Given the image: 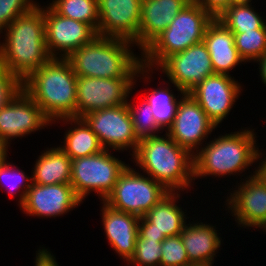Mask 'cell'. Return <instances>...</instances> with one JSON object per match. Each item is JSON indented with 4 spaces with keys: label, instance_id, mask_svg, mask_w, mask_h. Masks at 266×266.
<instances>
[{
    "label": "cell",
    "instance_id": "obj_1",
    "mask_svg": "<svg viewBox=\"0 0 266 266\" xmlns=\"http://www.w3.org/2000/svg\"><path fill=\"white\" fill-rule=\"evenodd\" d=\"M250 127L241 126L239 131H225L224 135L208 139L194 155V181L233 175H237L236 178L240 176L241 181L243 176L246 179L255 175L262 168V148L259 149L261 146L258 145L255 128ZM251 166L254 169L250 171ZM245 171L249 174L245 175Z\"/></svg>",
    "mask_w": 266,
    "mask_h": 266
},
{
    "label": "cell",
    "instance_id": "obj_2",
    "mask_svg": "<svg viewBox=\"0 0 266 266\" xmlns=\"http://www.w3.org/2000/svg\"><path fill=\"white\" fill-rule=\"evenodd\" d=\"M0 39H4L0 40V65L21 81L53 58L46 46L44 13L38 5L10 23Z\"/></svg>",
    "mask_w": 266,
    "mask_h": 266
},
{
    "label": "cell",
    "instance_id": "obj_3",
    "mask_svg": "<svg viewBox=\"0 0 266 266\" xmlns=\"http://www.w3.org/2000/svg\"><path fill=\"white\" fill-rule=\"evenodd\" d=\"M129 160L169 192L188 194L194 189V156L166 132L141 139Z\"/></svg>",
    "mask_w": 266,
    "mask_h": 266
},
{
    "label": "cell",
    "instance_id": "obj_4",
    "mask_svg": "<svg viewBox=\"0 0 266 266\" xmlns=\"http://www.w3.org/2000/svg\"><path fill=\"white\" fill-rule=\"evenodd\" d=\"M76 81L77 75L66 58H52L22 81V89L54 122L76 118Z\"/></svg>",
    "mask_w": 266,
    "mask_h": 266
},
{
    "label": "cell",
    "instance_id": "obj_5",
    "mask_svg": "<svg viewBox=\"0 0 266 266\" xmlns=\"http://www.w3.org/2000/svg\"><path fill=\"white\" fill-rule=\"evenodd\" d=\"M135 48L127 39L97 36L66 59L77 76L135 78L142 66L141 54L135 52Z\"/></svg>",
    "mask_w": 266,
    "mask_h": 266
},
{
    "label": "cell",
    "instance_id": "obj_6",
    "mask_svg": "<svg viewBox=\"0 0 266 266\" xmlns=\"http://www.w3.org/2000/svg\"><path fill=\"white\" fill-rule=\"evenodd\" d=\"M214 17L192 1L187 4L142 52L143 67L155 70L167 57L203 42Z\"/></svg>",
    "mask_w": 266,
    "mask_h": 266
},
{
    "label": "cell",
    "instance_id": "obj_7",
    "mask_svg": "<svg viewBox=\"0 0 266 266\" xmlns=\"http://www.w3.org/2000/svg\"><path fill=\"white\" fill-rule=\"evenodd\" d=\"M153 73L155 70L141 66L135 78L77 76L76 118L96 110L127 104L130 93L138 88L139 82L144 81L146 86L150 85Z\"/></svg>",
    "mask_w": 266,
    "mask_h": 266
},
{
    "label": "cell",
    "instance_id": "obj_8",
    "mask_svg": "<svg viewBox=\"0 0 266 266\" xmlns=\"http://www.w3.org/2000/svg\"><path fill=\"white\" fill-rule=\"evenodd\" d=\"M112 150L72 160L71 185L78 198L84 202L93 193L100 201L112 193L118 177L129 164L114 156ZM113 154V155H112Z\"/></svg>",
    "mask_w": 266,
    "mask_h": 266
},
{
    "label": "cell",
    "instance_id": "obj_9",
    "mask_svg": "<svg viewBox=\"0 0 266 266\" xmlns=\"http://www.w3.org/2000/svg\"><path fill=\"white\" fill-rule=\"evenodd\" d=\"M168 193L158 181L129 164L104 202L115 210L141 218Z\"/></svg>",
    "mask_w": 266,
    "mask_h": 266
},
{
    "label": "cell",
    "instance_id": "obj_10",
    "mask_svg": "<svg viewBox=\"0 0 266 266\" xmlns=\"http://www.w3.org/2000/svg\"><path fill=\"white\" fill-rule=\"evenodd\" d=\"M235 184L224 197L225 215L231 213L239 229L252 227V230L263 231L266 227V172L261 168L253 176L236 180Z\"/></svg>",
    "mask_w": 266,
    "mask_h": 266
},
{
    "label": "cell",
    "instance_id": "obj_11",
    "mask_svg": "<svg viewBox=\"0 0 266 266\" xmlns=\"http://www.w3.org/2000/svg\"><path fill=\"white\" fill-rule=\"evenodd\" d=\"M82 119L97 135L103 149L119 153L129 150L130 157L136 152L140 140L134 133L127 104L96 110Z\"/></svg>",
    "mask_w": 266,
    "mask_h": 266
},
{
    "label": "cell",
    "instance_id": "obj_12",
    "mask_svg": "<svg viewBox=\"0 0 266 266\" xmlns=\"http://www.w3.org/2000/svg\"><path fill=\"white\" fill-rule=\"evenodd\" d=\"M44 13L45 41L53 58H67L73 51L89 44L97 36V31L89 24L63 17L48 4H37Z\"/></svg>",
    "mask_w": 266,
    "mask_h": 266
},
{
    "label": "cell",
    "instance_id": "obj_13",
    "mask_svg": "<svg viewBox=\"0 0 266 266\" xmlns=\"http://www.w3.org/2000/svg\"><path fill=\"white\" fill-rule=\"evenodd\" d=\"M244 85L232 75L213 74L188 92L219 128L242 96Z\"/></svg>",
    "mask_w": 266,
    "mask_h": 266
},
{
    "label": "cell",
    "instance_id": "obj_14",
    "mask_svg": "<svg viewBox=\"0 0 266 266\" xmlns=\"http://www.w3.org/2000/svg\"><path fill=\"white\" fill-rule=\"evenodd\" d=\"M52 125V121L23 89L0 109V140L8 146L13 139L26 138Z\"/></svg>",
    "mask_w": 266,
    "mask_h": 266
},
{
    "label": "cell",
    "instance_id": "obj_15",
    "mask_svg": "<svg viewBox=\"0 0 266 266\" xmlns=\"http://www.w3.org/2000/svg\"><path fill=\"white\" fill-rule=\"evenodd\" d=\"M155 71L188 93L206 77L215 74L204 42L167 57Z\"/></svg>",
    "mask_w": 266,
    "mask_h": 266
},
{
    "label": "cell",
    "instance_id": "obj_16",
    "mask_svg": "<svg viewBox=\"0 0 266 266\" xmlns=\"http://www.w3.org/2000/svg\"><path fill=\"white\" fill-rule=\"evenodd\" d=\"M216 128L218 127L208 118L198 102L186 93L181 98L174 122L166 133L194 156Z\"/></svg>",
    "mask_w": 266,
    "mask_h": 266
},
{
    "label": "cell",
    "instance_id": "obj_17",
    "mask_svg": "<svg viewBox=\"0 0 266 266\" xmlns=\"http://www.w3.org/2000/svg\"><path fill=\"white\" fill-rule=\"evenodd\" d=\"M182 192H169L139 219L138 236L141 239L164 240L177 236L189 220L187 209L181 207Z\"/></svg>",
    "mask_w": 266,
    "mask_h": 266
},
{
    "label": "cell",
    "instance_id": "obj_18",
    "mask_svg": "<svg viewBox=\"0 0 266 266\" xmlns=\"http://www.w3.org/2000/svg\"><path fill=\"white\" fill-rule=\"evenodd\" d=\"M83 202L71 184L39 185L32 183L20 210L26 216L53 218L64 216Z\"/></svg>",
    "mask_w": 266,
    "mask_h": 266
},
{
    "label": "cell",
    "instance_id": "obj_19",
    "mask_svg": "<svg viewBox=\"0 0 266 266\" xmlns=\"http://www.w3.org/2000/svg\"><path fill=\"white\" fill-rule=\"evenodd\" d=\"M142 0H98V36L132 41L138 48Z\"/></svg>",
    "mask_w": 266,
    "mask_h": 266
},
{
    "label": "cell",
    "instance_id": "obj_20",
    "mask_svg": "<svg viewBox=\"0 0 266 266\" xmlns=\"http://www.w3.org/2000/svg\"><path fill=\"white\" fill-rule=\"evenodd\" d=\"M100 220L108 245L125 264L133 257L138 237L139 217L111 208L101 201Z\"/></svg>",
    "mask_w": 266,
    "mask_h": 266
},
{
    "label": "cell",
    "instance_id": "obj_21",
    "mask_svg": "<svg viewBox=\"0 0 266 266\" xmlns=\"http://www.w3.org/2000/svg\"><path fill=\"white\" fill-rule=\"evenodd\" d=\"M188 220L180 233L190 264L214 265L223 246V239L216 224ZM218 231V232H217Z\"/></svg>",
    "mask_w": 266,
    "mask_h": 266
},
{
    "label": "cell",
    "instance_id": "obj_22",
    "mask_svg": "<svg viewBox=\"0 0 266 266\" xmlns=\"http://www.w3.org/2000/svg\"><path fill=\"white\" fill-rule=\"evenodd\" d=\"M191 0H142L138 32L141 53L174 20Z\"/></svg>",
    "mask_w": 266,
    "mask_h": 266
},
{
    "label": "cell",
    "instance_id": "obj_23",
    "mask_svg": "<svg viewBox=\"0 0 266 266\" xmlns=\"http://www.w3.org/2000/svg\"><path fill=\"white\" fill-rule=\"evenodd\" d=\"M203 42L210 54L215 73L233 75L230 71L233 72L236 66L246 64L235 46L234 34L216 18L208 25Z\"/></svg>",
    "mask_w": 266,
    "mask_h": 266
},
{
    "label": "cell",
    "instance_id": "obj_24",
    "mask_svg": "<svg viewBox=\"0 0 266 266\" xmlns=\"http://www.w3.org/2000/svg\"><path fill=\"white\" fill-rule=\"evenodd\" d=\"M55 146H48L37 155L30 174L34 184L71 183L72 160L59 146Z\"/></svg>",
    "mask_w": 266,
    "mask_h": 266
},
{
    "label": "cell",
    "instance_id": "obj_25",
    "mask_svg": "<svg viewBox=\"0 0 266 266\" xmlns=\"http://www.w3.org/2000/svg\"><path fill=\"white\" fill-rule=\"evenodd\" d=\"M57 123H62V126L65 124V127H68L64 132L63 141H60L62 144L60 143L58 146L71 160L90 156L103 150L97 135L82 118H62L52 122L54 126Z\"/></svg>",
    "mask_w": 266,
    "mask_h": 266
},
{
    "label": "cell",
    "instance_id": "obj_26",
    "mask_svg": "<svg viewBox=\"0 0 266 266\" xmlns=\"http://www.w3.org/2000/svg\"><path fill=\"white\" fill-rule=\"evenodd\" d=\"M162 80L159 85L157 83L156 88L148 90L149 94L144 93V96H141L149 103L157 125L166 132L172 126L178 104L186 92L182 91L174 83L165 81V77ZM174 90H177V96Z\"/></svg>",
    "mask_w": 266,
    "mask_h": 266
},
{
    "label": "cell",
    "instance_id": "obj_27",
    "mask_svg": "<svg viewBox=\"0 0 266 266\" xmlns=\"http://www.w3.org/2000/svg\"><path fill=\"white\" fill-rule=\"evenodd\" d=\"M252 6V4L230 5L216 19L232 33L261 29L266 25V19L260 15L255 6Z\"/></svg>",
    "mask_w": 266,
    "mask_h": 266
},
{
    "label": "cell",
    "instance_id": "obj_28",
    "mask_svg": "<svg viewBox=\"0 0 266 266\" xmlns=\"http://www.w3.org/2000/svg\"><path fill=\"white\" fill-rule=\"evenodd\" d=\"M48 5L57 14L87 23L98 31V0H52Z\"/></svg>",
    "mask_w": 266,
    "mask_h": 266
},
{
    "label": "cell",
    "instance_id": "obj_29",
    "mask_svg": "<svg viewBox=\"0 0 266 266\" xmlns=\"http://www.w3.org/2000/svg\"><path fill=\"white\" fill-rule=\"evenodd\" d=\"M26 174L24 170L15 165L13 161L10 162L9 159L0 167V190L6 189L5 191L11 199L18 196L19 208L33 183L32 176Z\"/></svg>",
    "mask_w": 266,
    "mask_h": 266
},
{
    "label": "cell",
    "instance_id": "obj_30",
    "mask_svg": "<svg viewBox=\"0 0 266 266\" xmlns=\"http://www.w3.org/2000/svg\"><path fill=\"white\" fill-rule=\"evenodd\" d=\"M130 96L132 97V92L128 97L127 105L137 138L141 140L162 134L164 131L157 125L149 103L144 98L139 103L136 102L137 100L132 101Z\"/></svg>",
    "mask_w": 266,
    "mask_h": 266
},
{
    "label": "cell",
    "instance_id": "obj_31",
    "mask_svg": "<svg viewBox=\"0 0 266 266\" xmlns=\"http://www.w3.org/2000/svg\"><path fill=\"white\" fill-rule=\"evenodd\" d=\"M233 34L238 53L246 64H255L266 53V25L261 29Z\"/></svg>",
    "mask_w": 266,
    "mask_h": 266
},
{
    "label": "cell",
    "instance_id": "obj_32",
    "mask_svg": "<svg viewBox=\"0 0 266 266\" xmlns=\"http://www.w3.org/2000/svg\"><path fill=\"white\" fill-rule=\"evenodd\" d=\"M162 241L141 239L138 236L135 253L126 266H160Z\"/></svg>",
    "mask_w": 266,
    "mask_h": 266
},
{
    "label": "cell",
    "instance_id": "obj_33",
    "mask_svg": "<svg viewBox=\"0 0 266 266\" xmlns=\"http://www.w3.org/2000/svg\"><path fill=\"white\" fill-rule=\"evenodd\" d=\"M160 266H187L190 265L187 252L180 235L165 238L161 244Z\"/></svg>",
    "mask_w": 266,
    "mask_h": 266
},
{
    "label": "cell",
    "instance_id": "obj_34",
    "mask_svg": "<svg viewBox=\"0 0 266 266\" xmlns=\"http://www.w3.org/2000/svg\"><path fill=\"white\" fill-rule=\"evenodd\" d=\"M37 0H0V33L15 19L31 11Z\"/></svg>",
    "mask_w": 266,
    "mask_h": 266
},
{
    "label": "cell",
    "instance_id": "obj_35",
    "mask_svg": "<svg viewBox=\"0 0 266 266\" xmlns=\"http://www.w3.org/2000/svg\"><path fill=\"white\" fill-rule=\"evenodd\" d=\"M22 89V81L0 65V109L4 108Z\"/></svg>",
    "mask_w": 266,
    "mask_h": 266
},
{
    "label": "cell",
    "instance_id": "obj_36",
    "mask_svg": "<svg viewBox=\"0 0 266 266\" xmlns=\"http://www.w3.org/2000/svg\"><path fill=\"white\" fill-rule=\"evenodd\" d=\"M209 12L214 18L230 6V0H191Z\"/></svg>",
    "mask_w": 266,
    "mask_h": 266
},
{
    "label": "cell",
    "instance_id": "obj_37",
    "mask_svg": "<svg viewBox=\"0 0 266 266\" xmlns=\"http://www.w3.org/2000/svg\"><path fill=\"white\" fill-rule=\"evenodd\" d=\"M34 260V266H60L52 251H50L49 248H45L43 245L36 251Z\"/></svg>",
    "mask_w": 266,
    "mask_h": 266
},
{
    "label": "cell",
    "instance_id": "obj_38",
    "mask_svg": "<svg viewBox=\"0 0 266 266\" xmlns=\"http://www.w3.org/2000/svg\"><path fill=\"white\" fill-rule=\"evenodd\" d=\"M258 64V72L260 80L263 82L264 86H266V53L256 62Z\"/></svg>",
    "mask_w": 266,
    "mask_h": 266
},
{
    "label": "cell",
    "instance_id": "obj_39",
    "mask_svg": "<svg viewBox=\"0 0 266 266\" xmlns=\"http://www.w3.org/2000/svg\"><path fill=\"white\" fill-rule=\"evenodd\" d=\"M11 146H8L5 142L0 140V167L9 159V150Z\"/></svg>",
    "mask_w": 266,
    "mask_h": 266
},
{
    "label": "cell",
    "instance_id": "obj_40",
    "mask_svg": "<svg viewBox=\"0 0 266 266\" xmlns=\"http://www.w3.org/2000/svg\"><path fill=\"white\" fill-rule=\"evenodd\" d=\"M254 1L252 0H230V5H249L252 4Z\"/></svg>",
    "mask_w": 266,
    "mask_h": 266
},
{
    "label": "cell",
    "instance_id": "obj_41",
    "mask_svg": "<svg viewBox=\"0 0 266 266\" xmlns=\"http://www.w3.org/2000/svg\"><path fill=\"white\" fill-rule=\"evenodd\" d=\"M187 266H212V265H209V264H190Z\"/></svg>",
    "mask_w": 266,
    "mask_h": 266
}]
</instances>
